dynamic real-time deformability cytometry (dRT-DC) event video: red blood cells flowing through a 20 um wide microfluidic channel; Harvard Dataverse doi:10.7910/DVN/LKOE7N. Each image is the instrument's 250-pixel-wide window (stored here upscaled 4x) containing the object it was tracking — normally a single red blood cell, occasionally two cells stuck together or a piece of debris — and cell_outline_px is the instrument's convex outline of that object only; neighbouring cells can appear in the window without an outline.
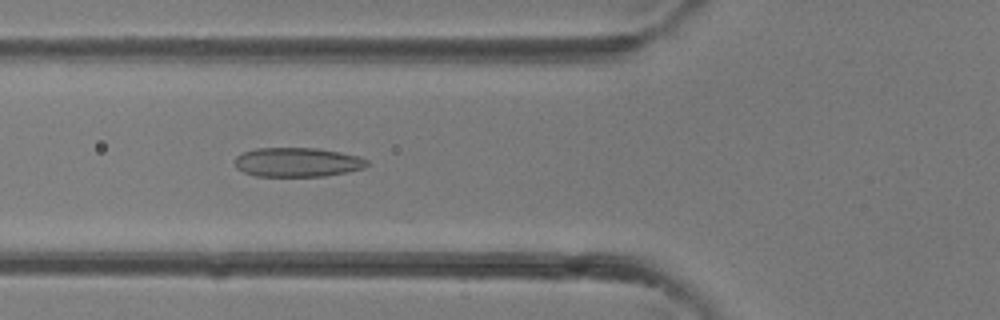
{"species": "common noctule bat (a hibernating species)", "species_latin": "Nyctalus noctula", "temperature_condition": "room temperature", "stored_images_in_passage": 36, "camera_frame_rate_fps": 3000, "um_per_image_px": 0.085, "animal": {"sex": "female"}, "frame": {"image": 1, "passage_image": 11, "time_ms": 3.333, "image_size_px": [1000, 320], "cell_outline_px": [[368, 164], [364, 168], [348, 172], [324, 176], [256, 176], [244, 172], [236, 168], [236, 156], [244, 152], [256, 148], [316, 148], [340, 152], [360, 156], [368, 160]], "centroid_in_image_um": [25.31, 13.79], "position_along_channel_um": 100.5, "area_um2": 22.54}}
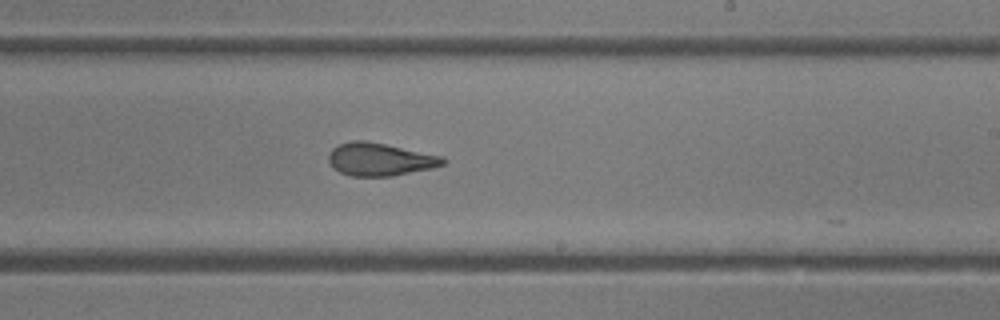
{"frame": {"image": 2, "passage_image": 20, "time_ms": 6.333, "image_size_px": [1000, 320], "cell_outline_px": [[448, 160], [444, 164], [432, 168], [392, 176], [352, 176], [340, 172], [332, 168], [328, 160], [328, 156], [332, 148], [340, 144], [352, 140], [364, 140], [444, 156]], "centroid_in_image_um": [32.3, 13.55], "position_along_channel_um": 256.7, "area_um2": 21.91}}
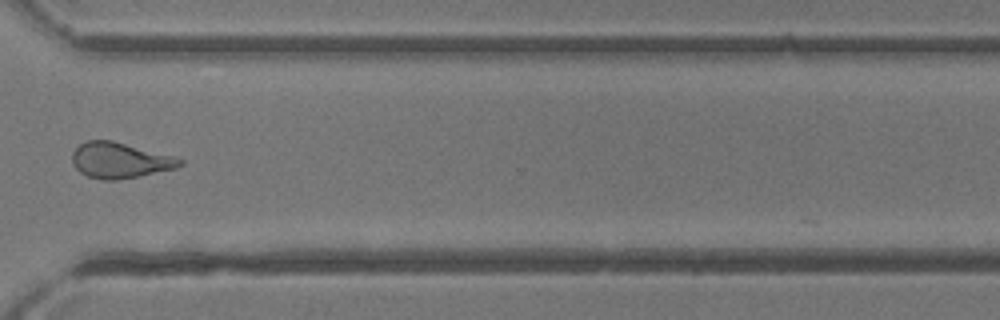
{"frame": {"image": 3, "passage_image": 26, "time_ms": 8.333, "image_size_px": [1000, 320], "cell_outline_px": [[184, 164], [176, 168], [140, 176], [116, 180], [104, 180], [88, 176], [80, 172], [72, 164], [72, 152], [80, 144], [88, 140], [112, 140], [172, 156], [184, 160]], "centroid_in_image_um": [10.18, 13.63], "position_along_channel_um": 360.4, "area_um2": 22.25}}